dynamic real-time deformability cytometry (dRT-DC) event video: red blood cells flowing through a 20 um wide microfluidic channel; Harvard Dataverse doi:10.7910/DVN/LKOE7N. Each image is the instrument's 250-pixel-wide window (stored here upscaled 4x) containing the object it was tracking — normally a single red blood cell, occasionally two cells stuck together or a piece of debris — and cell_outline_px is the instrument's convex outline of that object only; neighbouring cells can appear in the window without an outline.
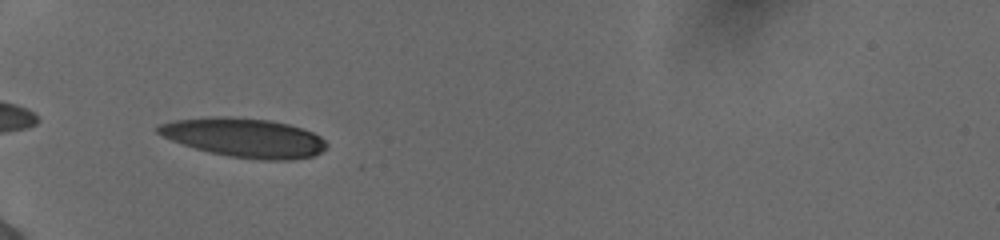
{"species": "human", "species_latin": "Homo sapiens", "temperature_condition": "cold", "stored_images_in_passage": 28, "camera_frame_rate_fps": 3000, "um_per_image_px": 0.085, "donor": {"sex": "female"}, "frame": {"image": 1, "passage_image": 1, "time_ms": 0.0, "image_size_px": [1000, 240], "cell_outline_px": [[324, 148], [308, 156], [240, 156], [220, 152], [188, 144], [168, 136], [160, 132], [160, 128], [168, 124], [188, 120], [260, 120], [280, 124], [296, 128], [308, 132], [316, 136], [324, 144]], "centroid_in_image_um": [20.83, 11.69], "position_along_channel_um": 64.2, "area_um2": 32.02}}
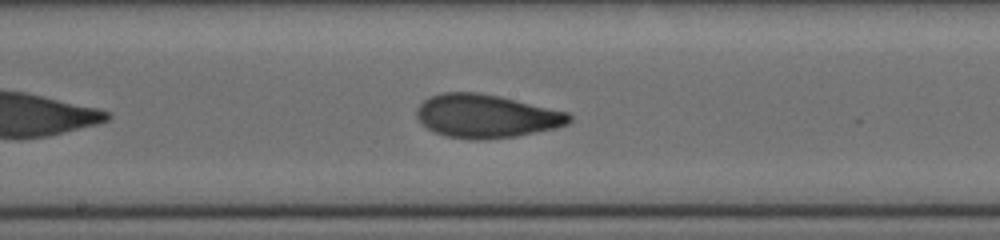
{"frame": {"image": 2, "passage_image": 13, "time_ms": 4.0, "image_size_px": [1000, 240], "cell_outline_px": [[568, 120], [560, 124], [544, 128], [524, 132], [500, 136], [460, 136], [444, 132], [432, 128], [420, 116], [420, 108], [428, 100], [436, 96], [488, 96], [508, 100], [564, 112], [568, 116]], "centroid_in_image_um": [41.37, 9.86], "position_along_channel_um": 206.8, "area_um2": 32.19}}
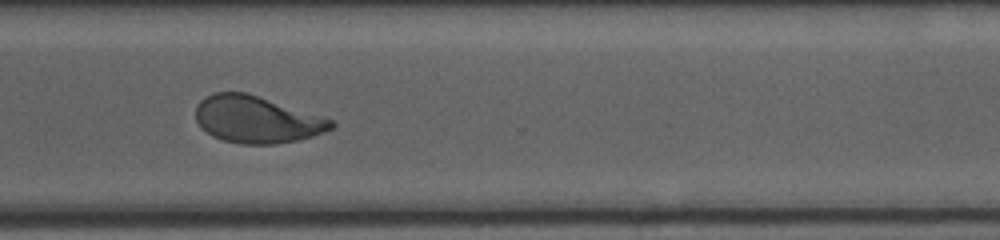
{"frame": {"image": 3, "passage_image": 24, "time_ms": 7.667, "image_size_px": [1000, 240], "cell_outline_px": [[332, 128], [308, 136], [292, 140], [260, 144], [228, 140], [216, 136], [208, 132], [200, 124], [196, 116], [196, 112], [200, 104], [208, 96], [220, 92], [240, 92], [332, 120]], "centroid_in_image_um": [21.78, 10.15], "position_along_channel_um": 348.8, "area_um2": 34.28}, "authors_computed_cell_mechanics": {"area_um2": 32.2524, "velocity_mm_per_s": 3.8928, "shape_relaxation_time_tau1_ms": 5.21, "shape_relaxation_time_tau2_ms": 1.5261, "deformation_change_tau1": 0.2307, "deformation_change_tau2": 0.079}}